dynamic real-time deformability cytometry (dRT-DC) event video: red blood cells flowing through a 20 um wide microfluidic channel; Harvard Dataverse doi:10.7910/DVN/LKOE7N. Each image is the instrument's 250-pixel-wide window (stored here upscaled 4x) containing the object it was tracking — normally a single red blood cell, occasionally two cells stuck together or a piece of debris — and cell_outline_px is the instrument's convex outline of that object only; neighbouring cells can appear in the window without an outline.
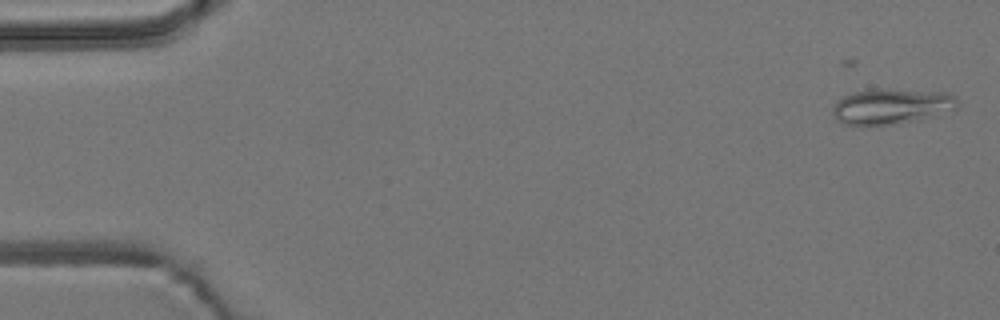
{"species": "common noctule bat (a hibernating species)", "species_latin": "Nyctalus noctula", "temperature_condition": "room temperature", "stored_images_in_passage": 7, "camera_frame_rate_fps": 3000, "um_per_image_px": 0.085, "animal": {"sex": "male", "body_mass_g": 19.2, "forearm_length_mm": 51.8}, "frame": {"image": 1, "passage_image": 2, "time_ms": 1.0, "image_size_px": [1000, 320], "cell_outline_px": [[960, 104], [956, 108], [936, 116], [920, 120], [892, 124], [844, 124], [836, 120], [832, 112], [832, 108], [844, 96], [856, 92], [872, 88], [948, 92], [956, 96]], "centroid_in_image_um": [75.85, 9.03], "position_along_channel_um": 9.2, "area_um2": 25.84}}